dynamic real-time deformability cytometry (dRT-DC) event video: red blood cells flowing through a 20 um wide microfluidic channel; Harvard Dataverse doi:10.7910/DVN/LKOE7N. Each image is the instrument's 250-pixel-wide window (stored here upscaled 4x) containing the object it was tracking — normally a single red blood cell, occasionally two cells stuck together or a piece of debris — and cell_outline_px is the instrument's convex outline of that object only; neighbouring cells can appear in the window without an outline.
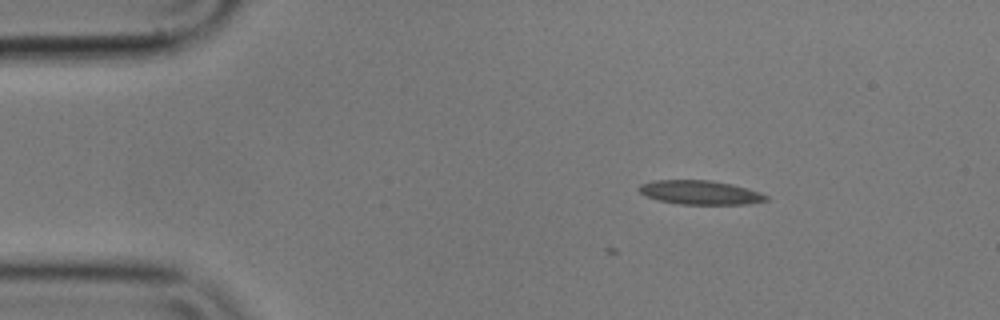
{"species": "common noctule bat (a hibernating species)", "species_latin": "Nyctalus noctula", "temperature_condition": "cold", "stored_images_in_passage": 5, "camera_frame_rate_fps": 3000, "um_per_image_px": 0.085, "animal": {"sex": "male", "body_mass_g": 17.9}, "frame": {"image": 1, "passage_image": 1, "time_ms": 0.0, "image_size_px": [1000, 320], "cell_outline_px": [[768, 200], [748, 204], [680, 204], [660, 200], [648, 196], [640, 192], [640, 184], [652, 180], [712, 180], [732, 184], [748, 188], [760, 192], [768, 196]], "centroid_in_image_um": [59.56, 16.35], "position_along_channel_um": 25.4, "area_um2": 17.69}}